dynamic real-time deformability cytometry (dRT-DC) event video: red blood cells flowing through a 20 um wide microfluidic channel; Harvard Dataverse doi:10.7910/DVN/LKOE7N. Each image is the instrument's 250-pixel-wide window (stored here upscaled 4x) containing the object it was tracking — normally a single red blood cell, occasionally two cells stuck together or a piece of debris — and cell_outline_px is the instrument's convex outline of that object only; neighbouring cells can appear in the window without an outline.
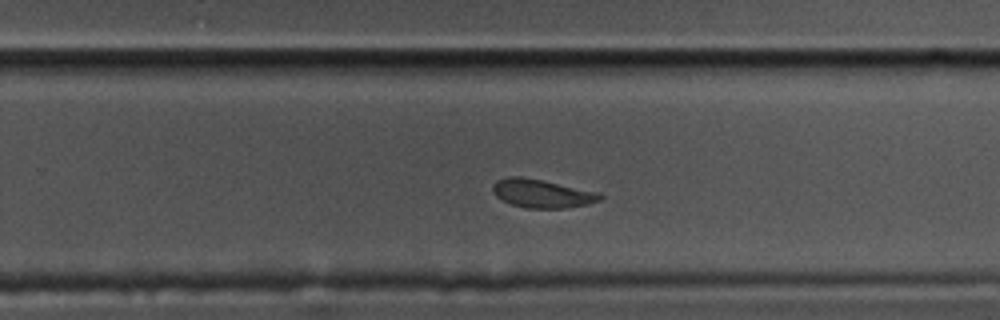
{"species": "common noctule bat (a hibernating species)", "species_latin": "Nyctalus noctula", "temperature_condition": "cold", "stored_images_in_passage": 41, "camera_frame_rate_fps": 3000, "um_per_image_px": 0.085, "animal": {"sex": "male", "body_mass_g": 17.5, "forearm_length_mm": 52.3}, "frame": {"image": 1, "passage_image": 30, "time_ms": 9.667, "image_size_px": [1000, 320], "cell_outline_px": [[604, 196], [600, 200], [588, 204], [564, 208], [524, 208], [512, 204], [496, 196], [492, 192], [492, 184], [496, 180], [508, 176], [520, 176], [600, 192]], "centroid_in_image_um": [46.06, 16.44], "position_along_channel_um": 283.7, "area_um2": 17.74}}
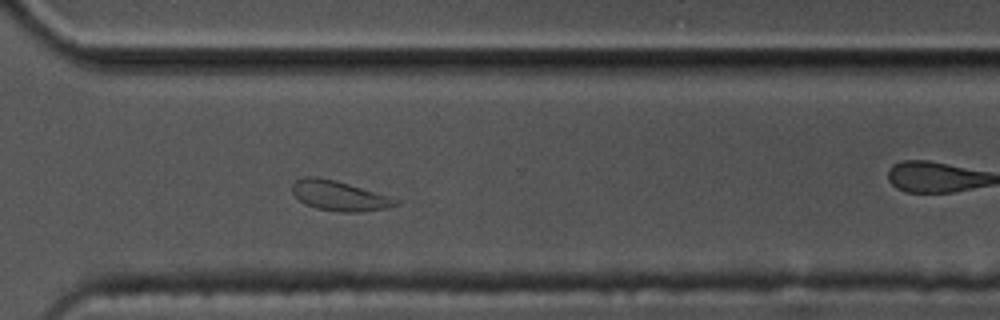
{"frame": {"image": 2, "passage_image": 35, "time_ms": 11.333, "image_size_px": [1000, 320], "cell_outline_px": [[404, 200], [400, 204], [384, 208], [360, 212], [340, 212], [316, 208], [304, 204], [292, 192], [292, 184], [296, 180], [304, 176], [316, 176], [336, 180]], "centroid_in_image_um": [28.87, 16.63], "position_along_channel_um": 341.7, "area_um2": 18.26}, "authors_computed_cell_mechanics": {"area_um2": 18.4382, "velocity_mm_per_s": 3.4662, "shape_relaxation_time_tau1_ms": 4.9443, "shape_relaxation_time_tau2_ms": 5.3965, "deformation_change_tau1": 0.1274, "deformation_change_tau2": 0.1092}}